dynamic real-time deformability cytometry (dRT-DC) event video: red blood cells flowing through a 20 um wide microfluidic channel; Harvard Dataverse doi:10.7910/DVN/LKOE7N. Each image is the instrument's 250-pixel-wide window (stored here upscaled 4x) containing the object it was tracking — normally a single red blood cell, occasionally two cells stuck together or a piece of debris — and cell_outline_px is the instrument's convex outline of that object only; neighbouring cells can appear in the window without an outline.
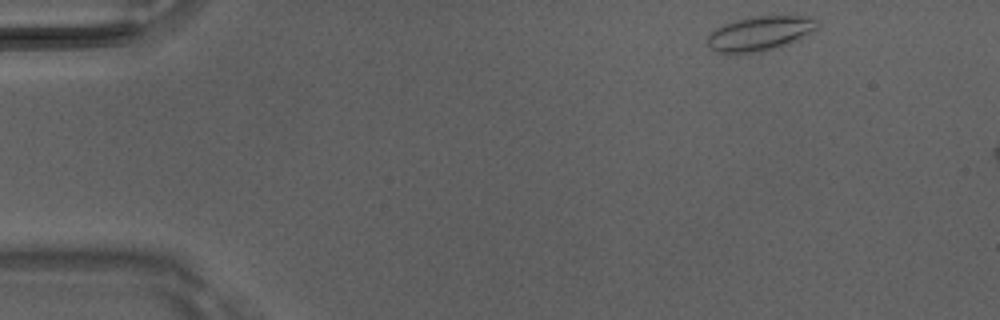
{"species": "Egyptian fruit bat (a non-hibernating species)", "species_latin": "Rousettus aegyptiacus", "temperature_condition": "room temperature", "stored_images_in_passage": 3, "camera_frame_rate_fps": 3000, "um_per_image_px": 0.085, "animal": {"sex": "male"}, "frame": {"image": 1, "passage_image": 1, "time_ms": 0.0, "image_size_px": [1000, 320], "cell_outline_px": [[820, 20], [816, 28], [800, 40], [780, 48], [760, 52], [716, 52], [708, 44], [708, 36], [716, 28], [724, 24], [736, 20], [756, 16], [812, 16]], "centroid_in_image_um": [64.68, 2.84], "position_along_channel_um": 20.3, "area_um2": 22.14}}